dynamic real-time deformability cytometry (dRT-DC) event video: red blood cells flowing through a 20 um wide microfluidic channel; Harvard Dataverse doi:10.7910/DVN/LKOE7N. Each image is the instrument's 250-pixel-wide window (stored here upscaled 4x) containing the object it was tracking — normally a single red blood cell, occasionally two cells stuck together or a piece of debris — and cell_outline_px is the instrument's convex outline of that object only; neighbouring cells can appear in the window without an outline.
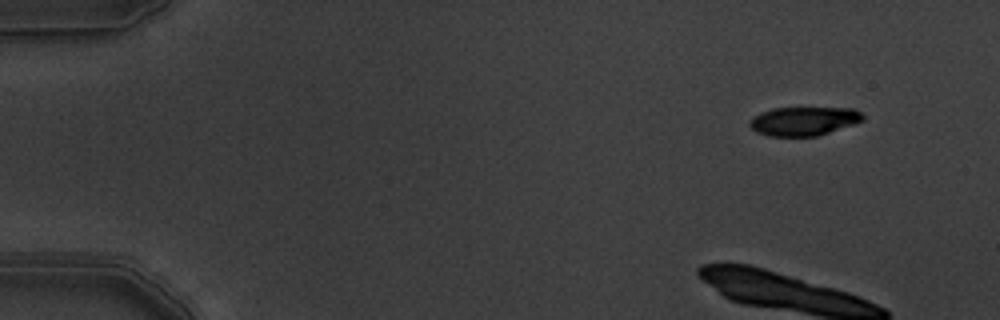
{"species": "common noctule bat (a hibernating species)", "species_latin": "Nyctalus noctula", "temperature_condition": "warm", "stored_images_in_passage": 9, "camera_frame_rate_fps": 3000, "um_per_image_px": 0.085, "animal": {"sex": "male", "body_mass_g": 19.5, "forearm_length_mm": 54.6}, "frame": {"image": 1, "passage_image": 1, "time_ms": 0.0, "image_size_px": [1000, 320], "cell_outline_px": [[864, 120], [816, 136], [768, 136], [756, 132], [748, 124], [748, 120], [760, 112], [772, 108], [852, 108], [860, 112], [864, 116]], "centroid_in_image_um": [68.26, 10.29], "position_along_channel_um": 16.7, "area_um2": 18.9}}
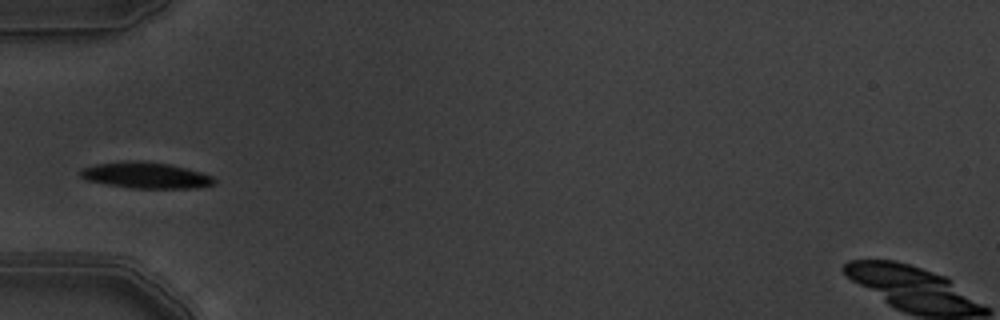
{"frame": {"image": 2, "passage_image": 6, "time_ms": 1.667, "image_size_px": [1000, 320], "cell_outline_px": [[216, 184], [196, 188], [132, 188], [108, 184], [88, 180], [80, 176], [80, 168], [96, 164], [128, 160], [144, 160], [168, 164], [200, 172], [212, 176], [216, 180]], "centroid_in_image_um": [12.39, 14.89], "position_along_channel_um": 72.6, "area_um2": 20.35}}